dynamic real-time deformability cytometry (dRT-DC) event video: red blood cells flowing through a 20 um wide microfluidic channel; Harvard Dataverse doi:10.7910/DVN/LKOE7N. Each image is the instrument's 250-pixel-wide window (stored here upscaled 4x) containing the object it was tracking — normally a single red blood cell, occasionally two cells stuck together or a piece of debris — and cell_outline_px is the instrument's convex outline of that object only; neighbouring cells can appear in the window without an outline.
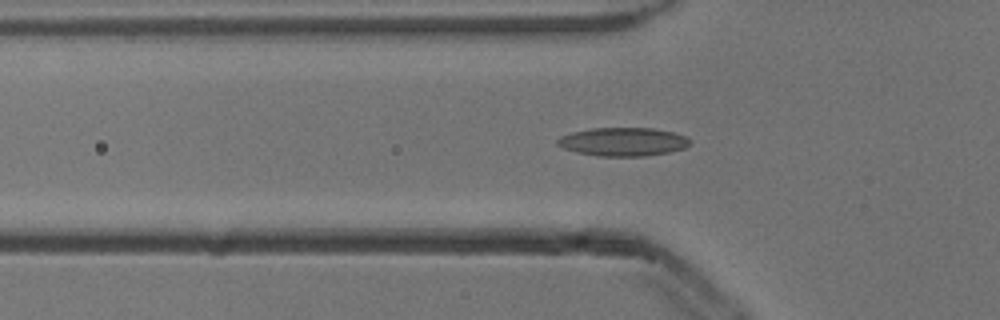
{"species": "common noctule bat (a hibernating species)", "species_latin": "Nyctalus noctula", "temperature_condition": "cold", "stored_images_in_passage": 48, "camera_frame_rate_fps": 3000, "um_per_image_px": 0.085, "animal": {"sex": "male", "body_mass_g": 13.3}, "frame": {"image": 1, "passage_image": 18, "time_ms": 5.667, "image_size_px": [1000, 320], "cell_outline_px": [[692, 140], [684, 148], [668, 152], [644, 156], [600, 156], [580, 152], [564, 148], [556, 144], [556, 140], [560, 136], [572, 132], [592, 128], [652, 128], [672, 132], [684, 136]], "centroid_in_image_um": [52.95, 12.04], "position_along_channel_um": 72.9, "area_um2": 21.73}}
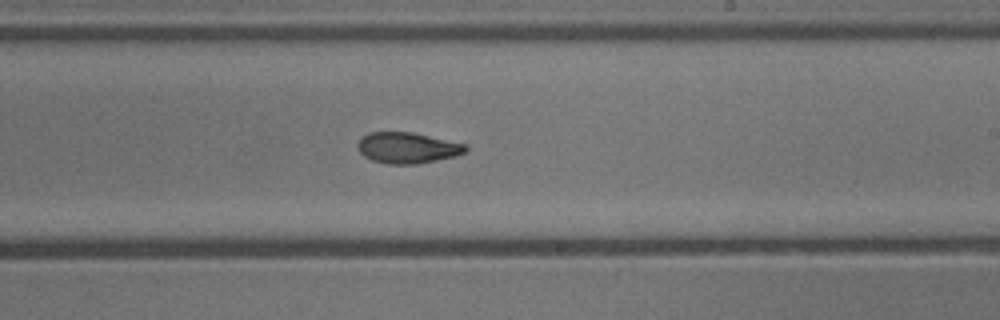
{"frame": {"image": 2, "passage_image": 32, "time_ms": 10.333, "image_size_px": [1000, 320], "cell_outline_px": [[468, 148], [464, 152], [456, 156], [416, 164], [388, 164], [372, 160], [364, 156], [360, 152], [356, 144], [368, 132], [412, 132], [468, 144]], "centroid_in_image_um": [34.65, 12.56], "position_along_channel_um": 254.4, "area_um2": 19.48}}
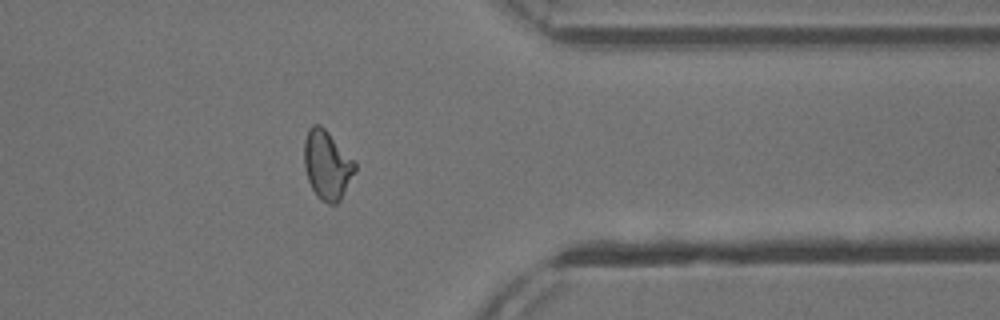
{"frame": {"image": 3, "passage_image": 43, "time_ms": 14.0, "image_size_px": [1000, 320], "cell_outline_px": [[356, 172], [340, 200], [336, 204], [328, 204], [316, 196], [308, 180], [304, 168], [304, 140], [308, 128], [312, 124], [320, 124], [328, 132], [356, 164]], "centroid_in_image_um": [27.78, 14.03], "position_along_channel_um": 383.6, "area_um2": 20.35}}